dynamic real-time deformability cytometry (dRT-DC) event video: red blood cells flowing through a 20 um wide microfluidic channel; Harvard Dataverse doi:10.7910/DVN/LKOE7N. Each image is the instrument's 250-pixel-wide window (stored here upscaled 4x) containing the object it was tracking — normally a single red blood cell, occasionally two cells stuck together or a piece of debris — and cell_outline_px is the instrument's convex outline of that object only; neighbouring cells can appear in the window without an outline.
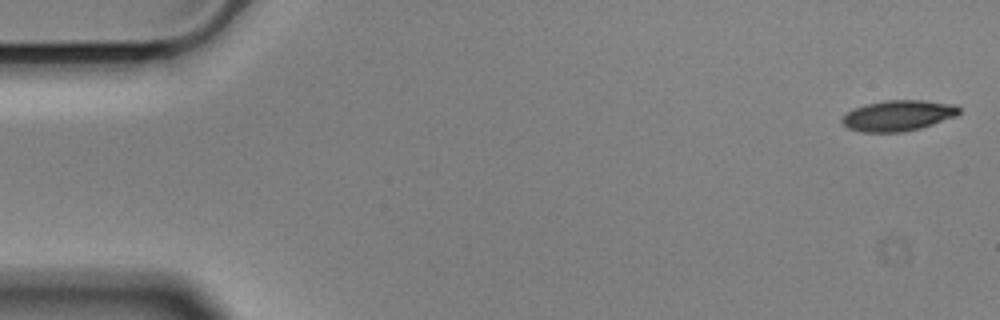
{"species": "Egyptian fruit bat (a non-hibernating species)", "species_latin": "Rousettus aegyptiacus", "temperature_condition": "cold", "stored_images_in_passage": 11, "camera_frame_rate_fps": 3000, "um_per_image_px": 0.085, "animal": {"sex": "male"}, "frame": {"image": 1, "passage_image": 1, "time_ms": 0.0, "image_size_px": [1000, 320], "cell_outline_px": [[960, 112], [956, 116], [920, 128], [900, 132], [860, 132], [848, 128], [840, 120], [848, 112], [864, 104], [884, 100], [920, 100], [944, 104], [960, 108]], "centroid_in_image_um": [76.27, 9.83], "position_along_channel_um": 8.7, "area_um2": 20.52}}